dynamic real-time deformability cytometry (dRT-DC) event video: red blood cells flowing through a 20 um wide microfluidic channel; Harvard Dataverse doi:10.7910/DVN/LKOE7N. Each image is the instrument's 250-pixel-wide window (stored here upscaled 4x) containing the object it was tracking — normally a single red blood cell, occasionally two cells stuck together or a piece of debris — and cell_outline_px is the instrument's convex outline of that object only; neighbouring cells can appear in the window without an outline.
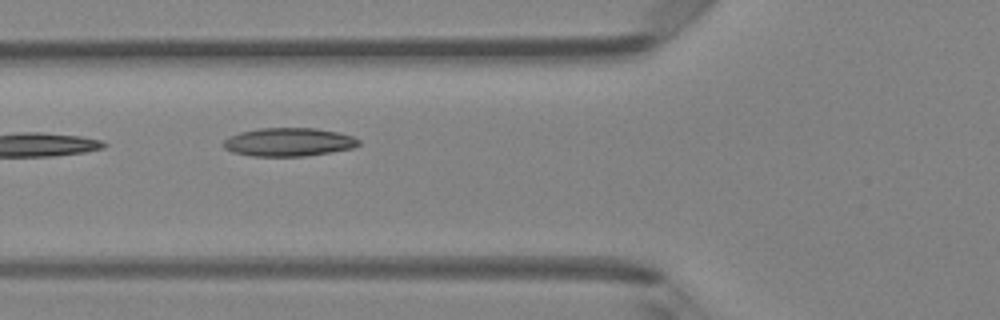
{"species": "Egyptian fruit bat (a non-hibernating species)", "species_latin": "Rousettus aegyptiacus", "temperature_condition": "room temperature", "stored_images_in_passage": 6, "camera_frame_rate_fps": 3000, "um_per_image_px": 0.085, "animal": {"sex": "female"}, "frame": {"image": 1, "passage_image": 5, "time_ms": 1.333, "image_size_px": [1000, 320], "cell_outline_px": [[360, 144], [352, 148], [332, 152], [304, 156], [252, 156], [232, 152], [224, 148], [224, 140], [228, 136], [240, 132], [260, 128], [316, 128], [340, 132], [352, 136], [360, 140]], "centroid_in_image_um": [24.54, 12.07], "position_along_channel_um": 101.3, "area_um2": 22.48}}
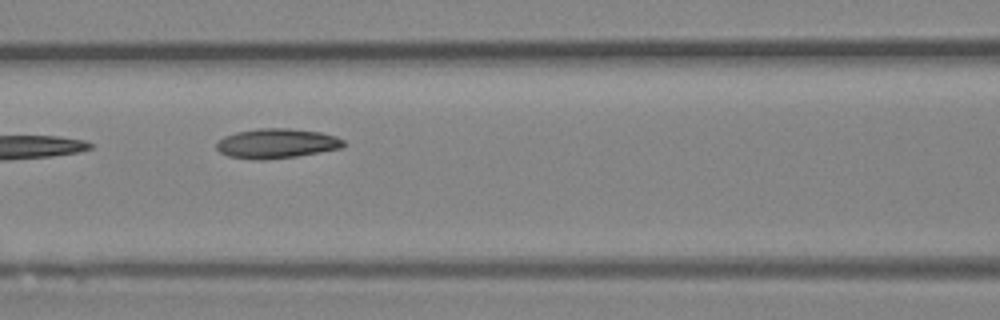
{"frame": {"image": 2, "passage_image": 6, "time_ms": 1.667, "image_size_px": [1000, 320], "cell_outline_px": [[344, 148], [296, 156], [264, 160], [256, 160], [228, 156], [220, 152], [216, 148], [216, 144], [224, 136], [236, 132], [260, 128], [288, 128], [320, 132], [336, 136], [344, 140]], "centroid_in_image_um": [23.52, 12.19], "position_along_channel_um": 143.1, "area_um2": 22.02}}